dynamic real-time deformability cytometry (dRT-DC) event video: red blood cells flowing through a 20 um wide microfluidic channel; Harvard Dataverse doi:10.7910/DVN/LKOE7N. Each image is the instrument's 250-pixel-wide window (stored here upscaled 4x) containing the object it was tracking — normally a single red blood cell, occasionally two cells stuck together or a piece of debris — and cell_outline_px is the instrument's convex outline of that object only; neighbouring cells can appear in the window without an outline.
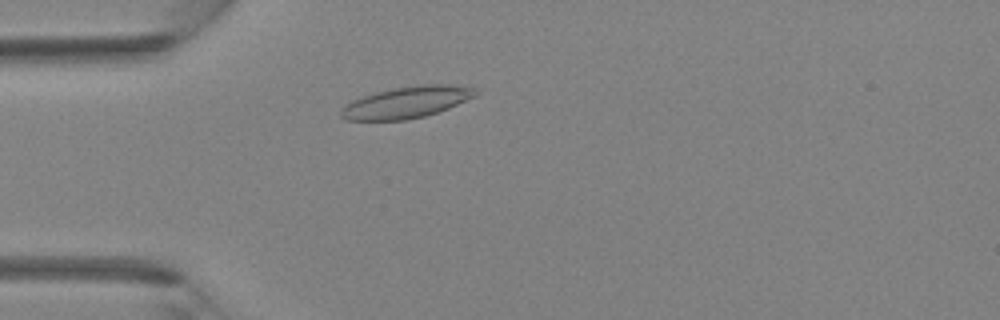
{"species": "Egyptian fruit bat (a non-hibernating species)", "species_latin": "Rousettus aegyptiacus", "temperature_condition": "room temperature", "stored_images_in_passage": 38, "camera_frame_rate_fps": 3000, "um_per_image_px": 0.085, "animal": {"sex": "female"}, "frame": {"image": 1, "passage_image": 8, "time_ms": 2.333, "image_size_px": [1000, 320], "cell_outline_px": [[476, 96], [448, 108], [424, 116], [404, 120], [344, 120], [340, 116], [340, 108], [344, 104], [352, 100], [376, 92], [392, 88], [420, 84], [448, 84], [476, 88]], "centroid_in_image_um": [34.52, 8.69], "position_along_channel_um": 50.5, "area_um2": 24.74}}
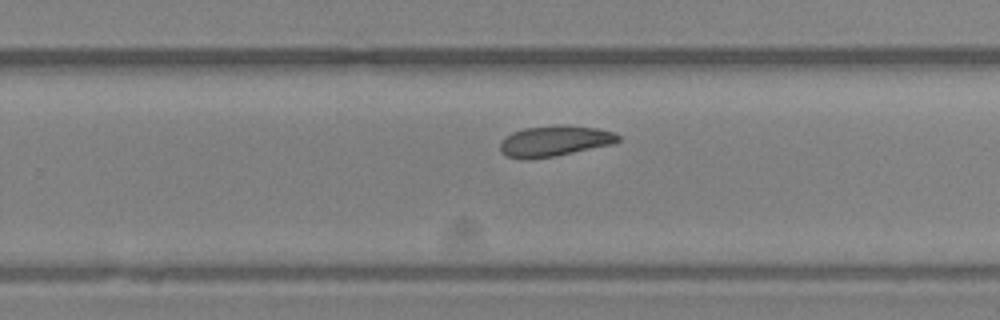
{"frame": {"image": 2, "passage_image": 23, "time_ms": 7.333, "image_size_px": [1000, 320], "cell_outline_px": [[620, 140], [612, 144], [556, 156], [508, 156], [500, 152], [500, 140], [512, 132], [524, 128], [564, 124], [568, 124], [596, 128], [616, 132], [620, 136]], "centroid_in_image_um": [47.21, 11.93], "position_along_channel_um": 282.6, "area_um2": 20.69}}
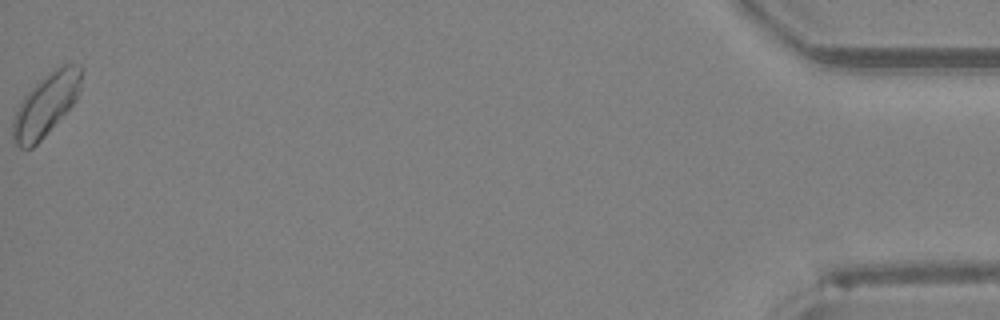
{"frame": {"image": 3, "passage_image": 38, "time_ms": 12.333, "image_size_px": [1000, 320], "cell_outline_px": [[84, 72], [80, 92], [76, 100], [44, 136], [32, 148], [20, 148], [12, 140], [12, 120], [24, 96], [48, 72], [60, 64], [80, 64], [84, 68]], "centroid_in_image_um": [3.94, 8.85], "position_along_channel_um": 431.3, "area_um2": 24.91}}